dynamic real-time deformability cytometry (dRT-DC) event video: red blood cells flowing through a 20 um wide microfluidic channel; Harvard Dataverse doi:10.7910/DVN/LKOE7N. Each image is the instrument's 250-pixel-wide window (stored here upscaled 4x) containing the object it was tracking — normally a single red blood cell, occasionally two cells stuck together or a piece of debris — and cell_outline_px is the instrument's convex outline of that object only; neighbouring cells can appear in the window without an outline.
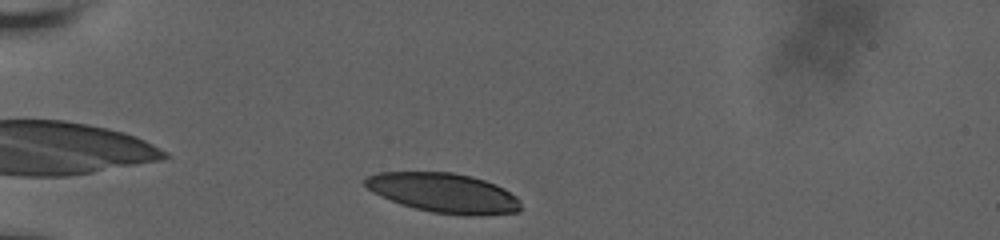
{"species": "human", "species_latin": "Homo sapiens", "temperature_condition": "room temperature", "stored_images_in_passage": 5, "camera_frame_rate_fps": 3000, "um_per_image_px": 0.085, "donor": {"sex": "male"}, "frame": {"image": 1, "passage_image": 1, "time_ms": 0.0, "image_size_px": [1000, 240], "cell_outline_px": [[520, 212], [480, 216], [464, 216], [432, 212], [400, 204], [380, 196], [372, 192], [364, 184], [364, 180], [368, 176], [380, 172], [452, 172], [472, 176], [496, 184], [504, 188], [516, 196], [520, 200]], "centroid_in_image_um": [37.75, 16.41], "position_along_channel_um": 47.3, "area_um2": 36.18}}
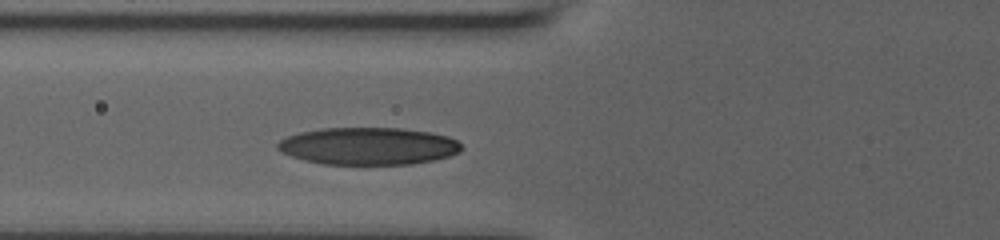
{"frame": {"image": 2, "passage_image": 5, "time_ms": 2.333, "image_size_px": [1000, 240], "cell_outline_px": [[464, 148], [460, 152], [448, 156], [432, 160], [412, 164], [324, 164], [304, 160], [280, 152], [276, 148], [276, 144], [280, 140], [288, 136], [300, 132], [320, 128], [400, 128], [432, 132], [448, 136], [456, 140]], "centroid_in_image_um": [31.3, 12.41], "position_along_channel_um": 94.5, "area_um2": 40.11}}